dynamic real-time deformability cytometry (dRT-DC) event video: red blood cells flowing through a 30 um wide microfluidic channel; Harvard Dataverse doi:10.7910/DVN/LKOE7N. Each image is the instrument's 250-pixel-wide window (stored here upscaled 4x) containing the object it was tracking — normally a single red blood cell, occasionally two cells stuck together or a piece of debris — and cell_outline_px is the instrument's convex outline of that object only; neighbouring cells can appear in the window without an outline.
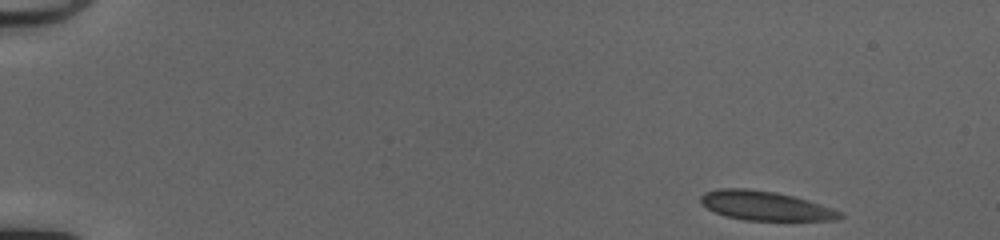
{"species": "common noctule bat (a hibernating species)", "species_latin": "Nyctalus noctula", "temperature_condition": "cold", "stored_images_in_passage": 46, "camera_frame_rate_fps": 3000, "um_per_image_px": 0.085, "animal": {"sex": "female", "body_mass_g": 20.0, "forearm_length_mm": 54.0}, "frame": {"image": 1, "passage_image": 1, "time_ms": 0.0, "image_size_px": [1000, 240], "cell_outline_px": [[844, 216], [836, 220], [744, 220], [724, 216], [700, 204], [700, 196], [704, 192], [720, 188], [748, 188], [776, 192], [796, 196], [844, 212]], "centroid_in_image_um": [65.05, 17.48], "position_along_channel_um": 20.0, "area_um2": 23.93}}
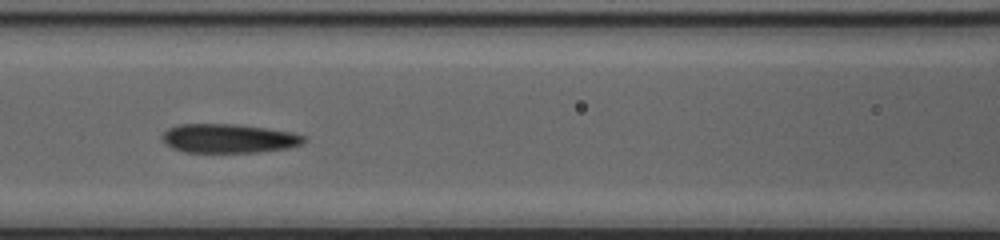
{"frame": {"image": 2, "passage_image": 20, "time_ms": 6.333, "image_size_px": [1000, 240], "cell_outline_px": [[308, 140], [300, 144], [288, 148], [260, 152], [184, 152], [172, 148], [160, 136], [168, 128], [176, 124], [236, 124], [268, 128], [292, 132], [308, 136]], "centroid_in_image_um": [19.48, 11.76], "position_along_channel_um": 147.1, "area_um2": 24.16}}
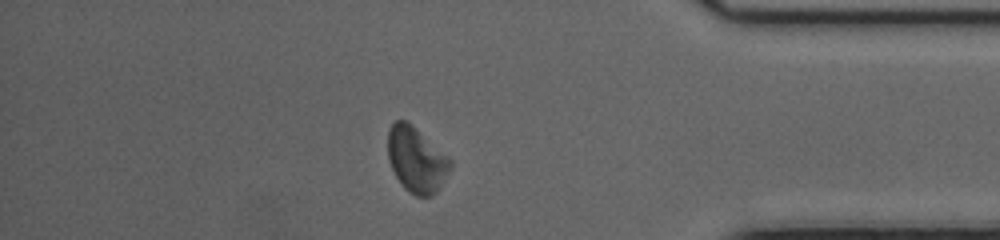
{"frame": {"image": 3, "passage_image": 40, "time_ms": 13.0, "image_size_px": [1000, 240], "cell_outline_px": [[452, 168], [436, 192], [432, 196], [416, 196], [404, 188], [396, 176], [388, 160], [388, 128], [396, 120], [404, 120], [412, 124], [452, 160]], "centroid_in_image_um": [35.4, 13.57], "position_along_channel_um": 399.8, "area_um2": 23.76}, "authors_computed_cell_mechanics": {"area_um2": 24.1604, "velocity_mm_per_s": 4.148, "shape_relaxation_time_tau1_ms": null, "shape_relaxation_time_tau2_ms": 3.2612, "deformation_change_tau1": null, "deformation_change_tau2": 0.0839}}